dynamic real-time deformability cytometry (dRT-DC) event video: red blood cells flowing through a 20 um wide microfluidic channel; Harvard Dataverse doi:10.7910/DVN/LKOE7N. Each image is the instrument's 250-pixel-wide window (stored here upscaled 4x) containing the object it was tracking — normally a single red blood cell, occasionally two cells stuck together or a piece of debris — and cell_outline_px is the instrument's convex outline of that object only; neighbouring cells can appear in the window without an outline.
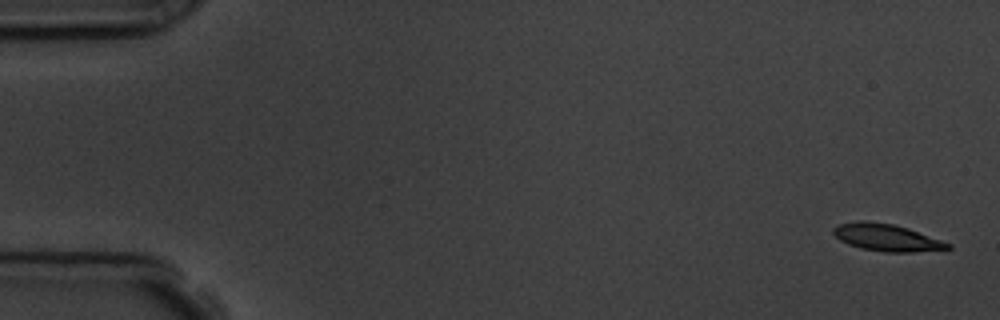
{"species": "common noctule bat (a hibernating species)", "species_latin": "Nyctalus noctula", "temperature_condition": "room temperature", "stored_images_in_passage": 5, "camera_frame_rate_fps": 3000, "um_per_image_px": 0.085, "animal": {"sex": "male", "body_mass_g": 19.5, "forearm_length_mm": 54.6}, "frame": {"image": 1, "passage_image": 1, "time_ms": 0.0, "image_size_px": [1000, 320], "cell_outline_px": [[952, 248], [912, 252], [884, 252], [860, 248], [848, 244], [840, 240], [832, 232], [832, 228], [840, 224], [860, 220], [864, 220], [892, 224], [908, 228], [952, 244]], "centroid_in_image_um": [75.35, 20.19], "position_along_channel_um": 9.7, "area_um2": 17.98}}
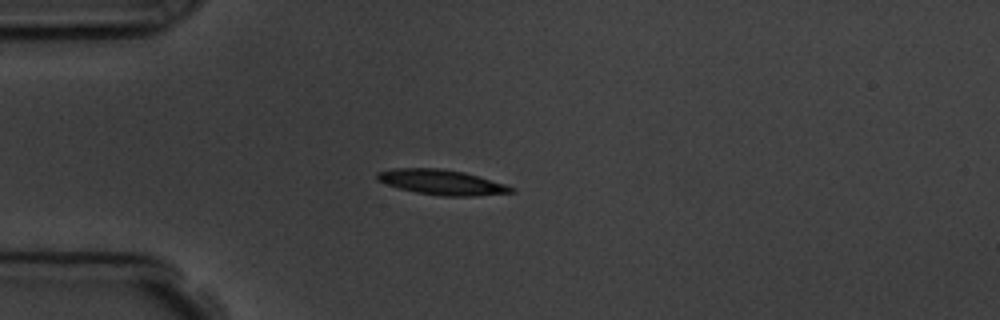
{"frame": {"image": 2, "passage_image": 5, "time_ms": 4.333, "image_size_px": [1000, 320], "cell_outline_px": [[516, 192], [476, 196], [440, 196], [416, 192], [400, 188], [376, 180], [376, 172], [392, 168], [440, 168], [464, 172], [504, 184], [516, 188]], "centroid_in_image_um": [37.54, 15.49], "position_along_channel_um": 47.5, "area_um2": 19.59}}